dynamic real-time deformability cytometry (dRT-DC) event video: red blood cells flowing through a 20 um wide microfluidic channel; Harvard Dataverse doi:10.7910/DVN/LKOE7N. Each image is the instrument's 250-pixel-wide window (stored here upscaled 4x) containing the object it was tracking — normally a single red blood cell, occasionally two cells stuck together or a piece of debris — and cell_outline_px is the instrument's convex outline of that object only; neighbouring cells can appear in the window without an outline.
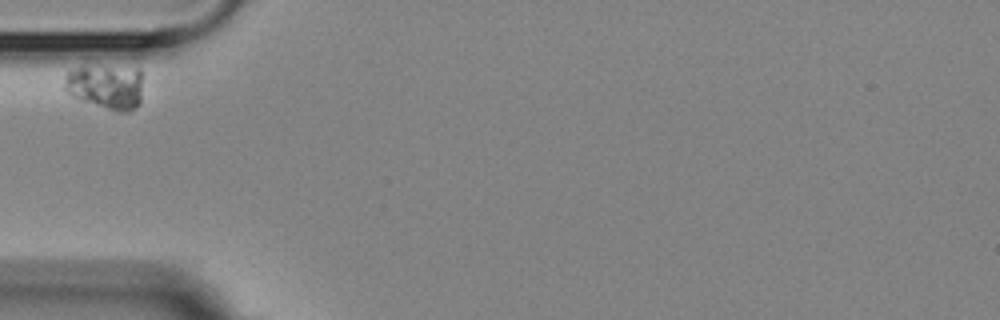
{"species": "Egyptian fruit bat (a non-hibernating species)", "species_latin": "Rousettus aegyptiacus", "temperature_condition": "room temperature", "stored_images_in_passage": 4, "camera_frame_rate_fps": 3000, "um_per_image_px": 0.085, "animal": {"sex": "female"}, "frame": {"image": 1, "passage_image": 1, "time_ms": 0.0, "image_size_px": [1000, 320], "cell_outline_px": [[144, 76], [140, 104], [136, 108], [128, 112], [116, 112], [80, 100], [64, 92], [64, 76], [68, 72], [84, 64], [140, 68]], "centroid_in_image_um": [9.03, 7.34], "position_along_channel_um": 76.0, "area_um2": 21.62}}
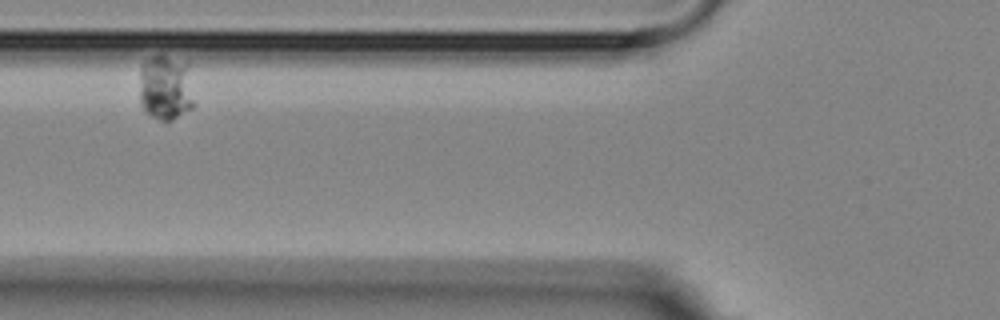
{"frame": {"image": 2, "passage_image": 2, "time_ms": 1.333, "image_size_px": [1000, 320], "cell_outline_px": [[196, 104], [192, 108], [172, 120], [160, 120], [144, 112], [140, 104], [140, 68], [144, 60], [160, 52], [188, 64]], "centroid_in_image_um": [14.09, 7.42], "position_along_channel_um": 111.7, "area_um2": 21.56}}
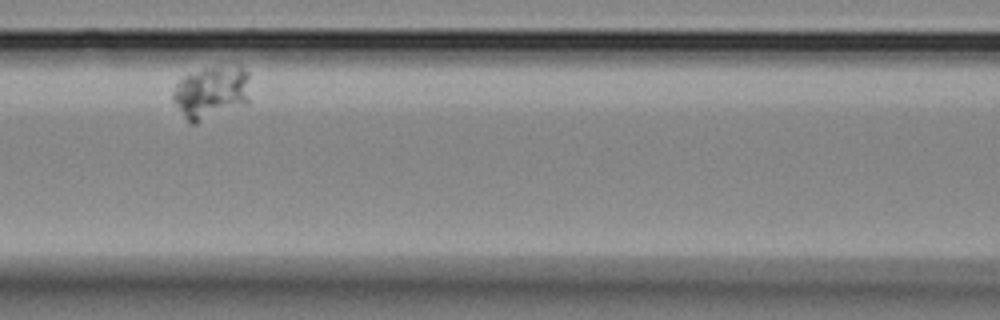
{"frame": {"image": 3, "passage_image": 3, "time_ms": 2.667, "image_size_px": [1000, 320], "cell_outline_px": [[248, 104], [196, 124], [188, 124], [172, 100], [172, 92], [176, 84], [184, 76], [204, 68], [240, 64], [248, 72]], "centroid_in_image_um": [17.95, 7.87], "position_along_channel_um": 148.6, "area_um2": 24.28}}